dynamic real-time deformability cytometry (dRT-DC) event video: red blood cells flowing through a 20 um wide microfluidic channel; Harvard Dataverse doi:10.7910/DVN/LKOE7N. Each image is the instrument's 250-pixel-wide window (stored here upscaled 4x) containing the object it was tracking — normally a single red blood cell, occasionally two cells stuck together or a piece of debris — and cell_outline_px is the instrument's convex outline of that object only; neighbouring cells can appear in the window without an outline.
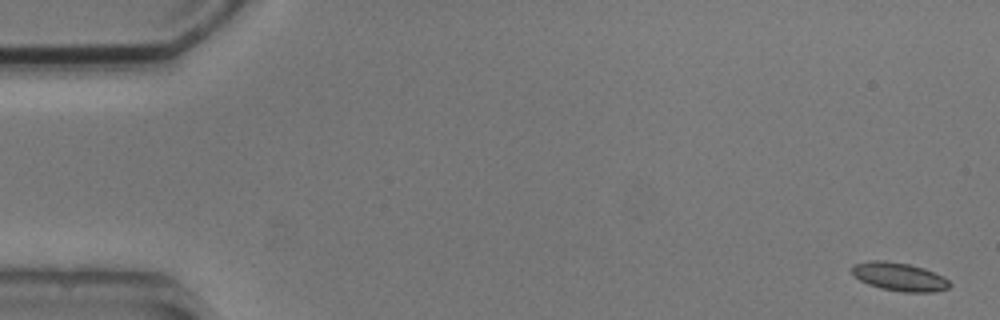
{"species": "common noctule bat (a hibernating species)", "species_latin": "Nyctalus noctula", "temperature_condition": "cold", "stored_images_in_passage": 2, "camera_frame_rate_fps": 3000, "um_per_image_px": 0.085, "animal": {"sex": "male", "body_mass_g": 20.5, "forearm_length_mm": 52.5}, "frame": {"image": 1, "passage_image": 1, "time_ms": 0.0, "image_size_px": [1000, 320], "cell_outline_px": [[952, 284], [948, 288], [932, 292], [904, 292], [880, 288], [868, 284], [860, 280], [852, 272], [852, 268], [856, 264], [872, 260], [884, 260], [908, 264], [924, 268], [944, 276]], "centroid_in_image_um": [76.48, 23.53], "position_along_channel_um": 8.5, "area_um2": 16.01}}